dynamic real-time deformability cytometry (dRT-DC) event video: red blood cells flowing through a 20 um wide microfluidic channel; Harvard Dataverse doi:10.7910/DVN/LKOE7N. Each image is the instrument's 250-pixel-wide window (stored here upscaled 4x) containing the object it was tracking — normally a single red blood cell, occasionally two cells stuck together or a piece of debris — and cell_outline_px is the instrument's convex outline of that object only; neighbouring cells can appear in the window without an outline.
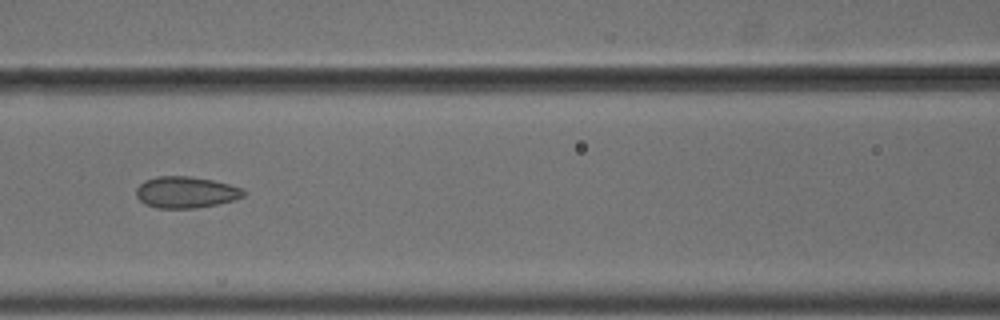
{"species": "common noctule bat (a hibernating species)", "species_latin": "Nyctalus noctula", "temperature_condition": "cold", "stored_images_in_passage": 7, "camera_frame_rate_fps": 3000, "um_per_image_px": 0.085, "animal": {"sex": "male", "body_mass_g": 18.8}, "frame": {"image": 1, "passage_image": 7, "time_ms": 2.0, "image_size_px": [1000, 320], "cell_outline_px": [[244, 196], [236, 200], [196, 208], [156, 208], [144, 204], [136, 196], [136, 188], [144, 180], [156, 176], [188, 176], [212, 180], [228, 184], [240, 188], [244, 192]], "centroid_in_image_um": [15.76, 16.34], "position_along_channel_um": 150.8, "area_um2": 19.65}}